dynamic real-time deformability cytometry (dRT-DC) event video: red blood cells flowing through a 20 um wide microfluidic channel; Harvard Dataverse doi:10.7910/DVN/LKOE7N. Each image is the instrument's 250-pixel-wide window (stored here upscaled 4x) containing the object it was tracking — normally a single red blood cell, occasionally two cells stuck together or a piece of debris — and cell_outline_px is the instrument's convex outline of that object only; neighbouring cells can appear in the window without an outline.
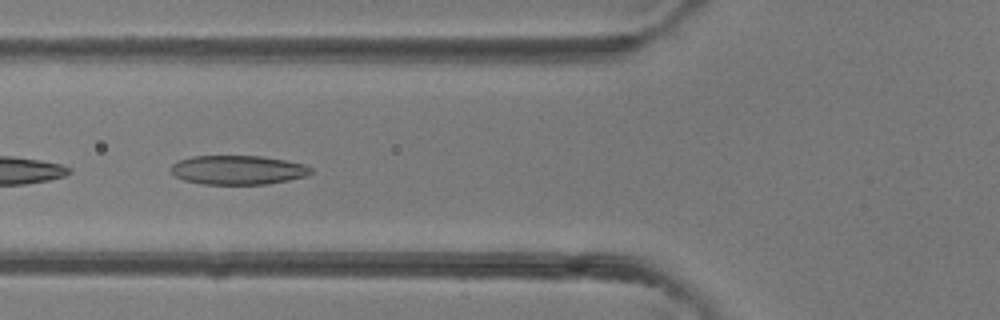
{"species": "common noctule bat (a hibernating species)", "species_latin": "Nyctalus noctula", "temperature_condition": "room temperature", "stored_images_in_passage": 4, "camera_frame_rate_fps": 3000, "um_per_image_px": 0.085, "animal": {"sex": "female"}, "frame": {"image": 1, "passage_image": 4, "time_ms": 3.333, "image_size_px": [1000, 320], "cell_outline_px": [[312, 172], [308, 176], [268, 184], [204, 184], [184, 180], [176, 176], [172, 172], [172, 164], [180, 160], [192, 156], [260, 156], [284, 160], [304, 164], [312, 168]], "centroid_in_image_um": [20.26, 14.45], "position_along_channel_um": 105.5, "area_um2": 23.64}}